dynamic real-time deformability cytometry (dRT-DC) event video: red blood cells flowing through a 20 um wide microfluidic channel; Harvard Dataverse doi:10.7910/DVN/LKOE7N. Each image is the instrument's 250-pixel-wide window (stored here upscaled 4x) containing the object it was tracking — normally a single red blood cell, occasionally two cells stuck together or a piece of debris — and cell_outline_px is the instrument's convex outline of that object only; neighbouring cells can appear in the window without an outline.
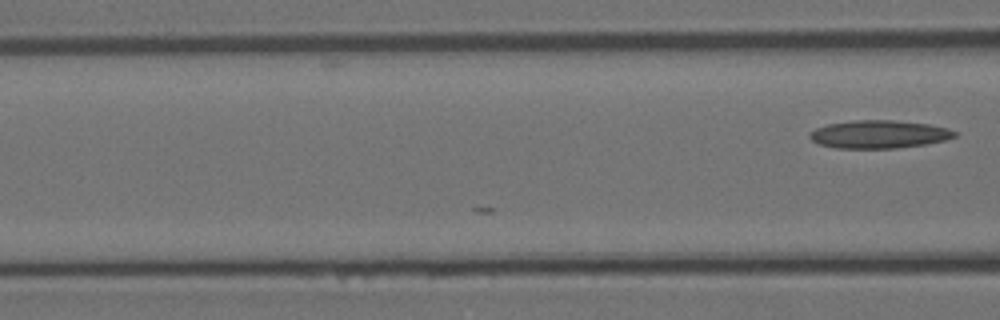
{"species": "Egyptian fruit bat (a non-hibernating species)", "species_latin": "Rousettus aegyptiacus", "temperature_condition": "room temperature", "stored_images_in_passage": 4, "camera_frame_rate_fps": 3000, "um_per_image_px": 0.085, "animal": {"sex": "female"}, "frame": {"image": 1, "passage_image": 4, "time_ms": 1.0, "image_size_px": [1000, 320], "cell_outline_px": [[956, 136], [944, 140], [928, 144], [896, 148], [836, 148], [820, 144], [812, 140], [808, 136], [816, 128], [828, 124], [852, 120], [892, 120], [928, 124], [948, 128], [956, 132]], "centroid_in_image_um": [74.72, 11.41], "position_along_channel_um": 91.9, "area_um2": 23.52}}